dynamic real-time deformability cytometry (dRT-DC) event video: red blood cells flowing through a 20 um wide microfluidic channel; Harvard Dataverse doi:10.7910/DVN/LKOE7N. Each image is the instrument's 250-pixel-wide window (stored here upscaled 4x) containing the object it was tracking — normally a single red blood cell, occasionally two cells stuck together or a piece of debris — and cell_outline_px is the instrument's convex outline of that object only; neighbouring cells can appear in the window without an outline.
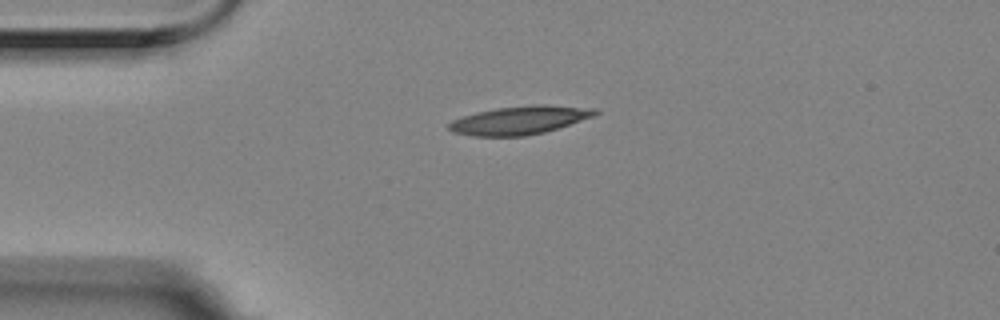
{"species": "Egyptian fruit bat (a non-hibernating species)", "species_latin": "Rousettus aegyptiacus", "temperature_condition": "room temperature", "stored_images_in_passage": 8, "camera_frame_rate_fps": 3000, "um_per_image_px": 0.085, "animal": {"sex": "female"}, "frame": {"image": 1, "passage_image": 1, "time_ms": 0.0, "image_size_px": [1000, 320], "cell_outline_px": [[600, 112], [592, 116], [544, 132], [524, 136], [472, 136], [452, 132], [448, 128], [448, 124], [452, 120], [476, 112], [496, 108], [536, 104], [544, 104], [596, 108]], "centroid_in_image_um": [44.13, 10.21], "position_along_channel_um": 40.9, "area_um2": 23.99}}
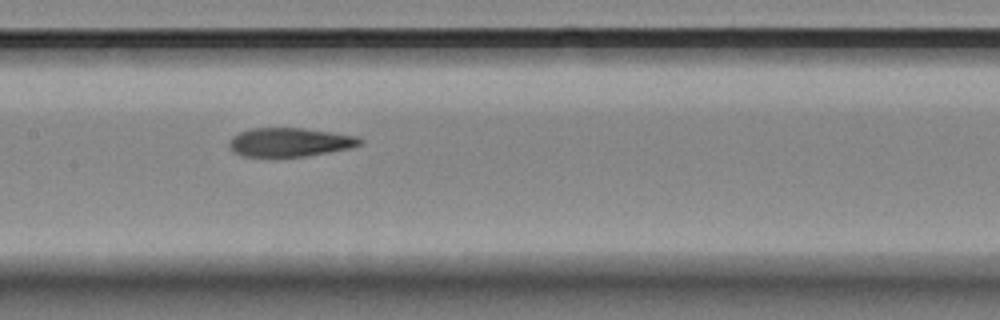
{"frame": {"image": 2, "passage_image": 5, "time_ms": 1.333, "image_size_px": [1000, 320], "cell_outline_px": [[364, 144], [352, 148], [304, 156], [240, 156], [232, 152], [228, 148], [228, 140], [232, 136], [240, 132], [252, 128], [300, 128], [332, 132], [356, 136], [364, 140]], "centroid_in_image_um": [24.61, 12.09], "position_along_channel_um": 182.8, "area_um2": 22.08}}
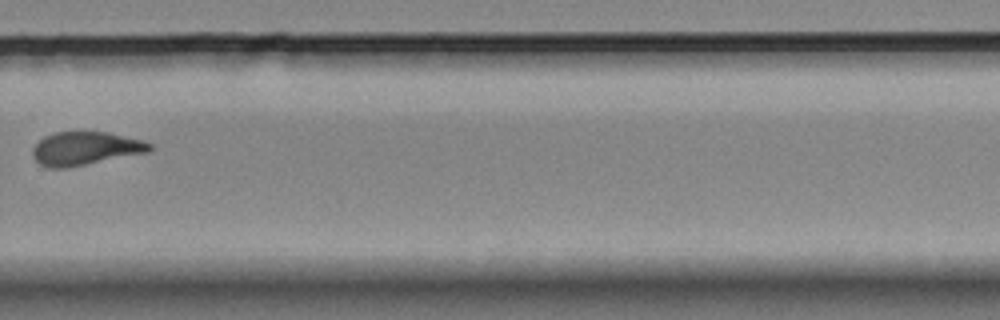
{"frame": {"image": 3, "passage_image": 8, "time_ms": 2.333, "image_size_px": [1000, 320], "cell_outline_px": [[152, 148], [148, 152], [68, 168], [48, 168], [40, 164], [32, 156], [32, 148], [44, 136], [56, 132], [108, 132], [144, 140], [152, 144]], "centroid_in_image_um": [7.25, 12.62], "position_along_channel_um": 322.5, "area_um2": 22.83}}